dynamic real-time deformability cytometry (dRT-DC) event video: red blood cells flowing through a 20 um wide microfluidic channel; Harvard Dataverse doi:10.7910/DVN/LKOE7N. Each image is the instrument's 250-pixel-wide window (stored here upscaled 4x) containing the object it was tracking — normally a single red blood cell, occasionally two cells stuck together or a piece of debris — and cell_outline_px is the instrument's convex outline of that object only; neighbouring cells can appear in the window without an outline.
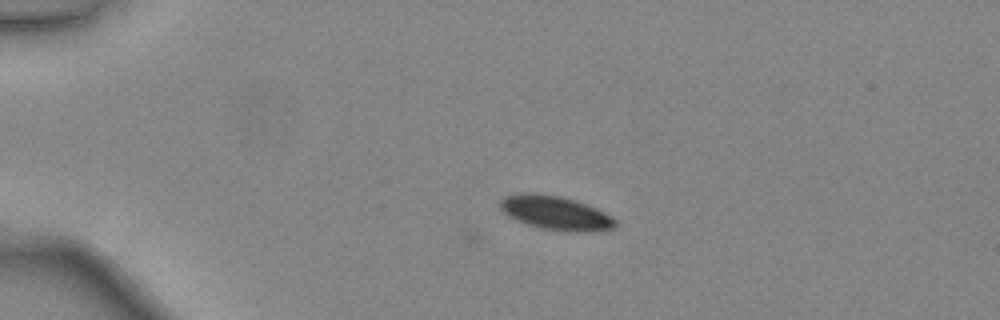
{"species": "common noctule bat (a hibernating species)", "species_latin": "Nyctalus noctula", "temperature_condition": "warm", "stored_images_in_passage": 12, "camera_frame_rate_fps": 3000, "um_per_image_px": 0.085, "animal": {"sex": "female", "body_mass_g": 24.6, "forearm_length_mm": 56.2}, "frame": {"image": 1, "passage_image": 12, "time_ms": 3.667, "image_size_px": [1000, 320], "cell_outline_px": [[616, 224], [612, 228], [592, 232], [572, 232], [540, 228], [516, 220], [508, 216], [500, 208], [500, 200], [504, 196], [520, 192], [536, 192], [560, 196], [576, 200], [596, 208], [612, 216], [616, 220]], "centroid_in_image_um": [47.21, 18.08], "position_along_channel_um": 37.8, "area_um2": 23.0}}